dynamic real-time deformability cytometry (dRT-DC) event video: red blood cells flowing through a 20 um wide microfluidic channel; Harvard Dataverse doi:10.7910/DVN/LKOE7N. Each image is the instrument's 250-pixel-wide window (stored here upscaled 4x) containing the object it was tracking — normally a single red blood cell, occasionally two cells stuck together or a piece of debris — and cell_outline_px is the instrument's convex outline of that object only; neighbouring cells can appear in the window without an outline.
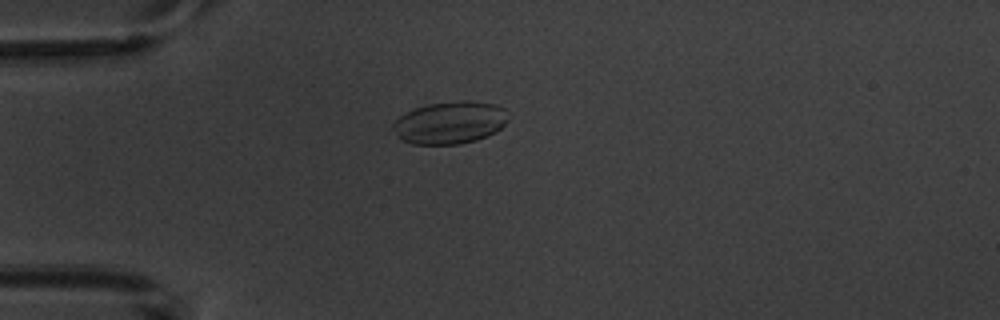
{"species": "common noctule bat (a hibernating species)", "species_latin": "Nyctalus noctula", "temperature_condition": "warm", "stored_images_in_passage": 7, "camera_frame_rate_fps": 3000, "um_per_image_px": 0.085, "animal": {"sex": "male", "body_mass_g": 20.1, "forearm_length_mm": 53.5}, "frame": {"image": 1, "passage_image": 4, "time_ms": 4.333, "image_size_px": [1000, 320], "cell_outline_px": [[508, 120], [496, 132], [488, 136], [476, 140], [460, 144], [412, 144], [400, 140], [396, 136], [392, 128], [392, 124], [400, 116], [416, 108], [428, 104], [460, 100], [468, 100], [496, 104], [504, 108]], "centroid_in_image_um": [38.24, 10.43], "position_along_channel_um": 46.8, "area_um2": 28.61}}
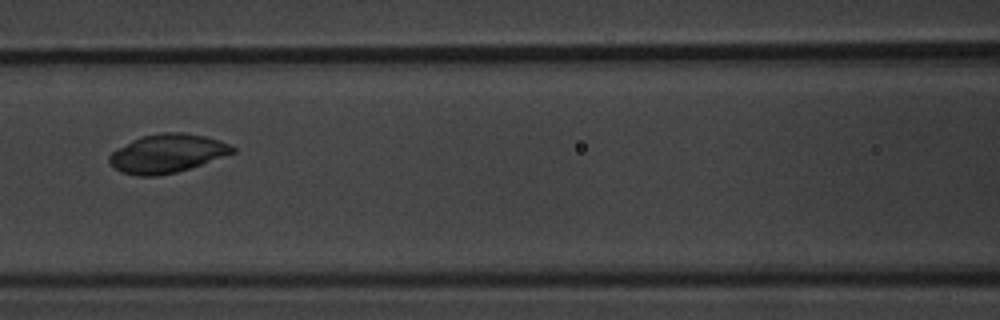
{"frame": {"image": 2, "passage_image": 7, "time_ms": 7.667, "image_size_px": [1000, 320], "cell_outline_px": [[236, 152], [176, 172], [156, 176], [136, 176], [120, 172], [108, 160], [108, 156], [112, 152], [132, 140], [140, 136], [160, 132], [184, 132], [204, 136], [220, 140], [236, 148]], "centroid_in_image_um": [14.19, 13.03], "position_along_channel_um": 152.4, "area_um2": 27.57}}